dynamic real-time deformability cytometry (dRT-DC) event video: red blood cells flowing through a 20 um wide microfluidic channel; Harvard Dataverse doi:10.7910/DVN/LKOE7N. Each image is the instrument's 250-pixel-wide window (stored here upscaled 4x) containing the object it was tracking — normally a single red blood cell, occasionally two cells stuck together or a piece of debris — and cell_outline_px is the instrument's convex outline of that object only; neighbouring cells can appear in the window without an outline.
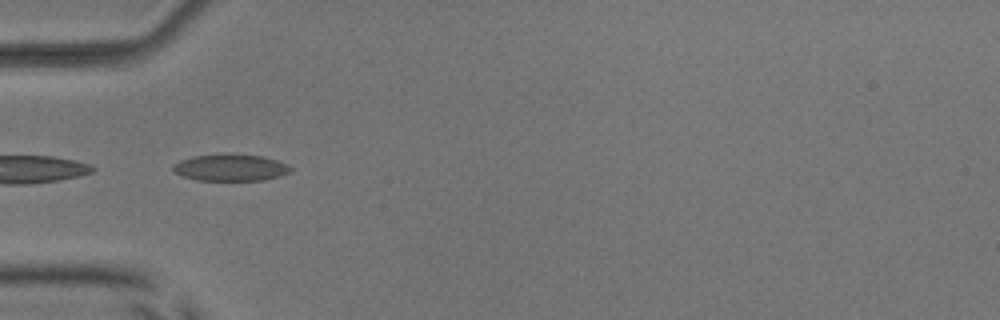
{"species": "common noctule bat (a hibernating species)", "species_latin": "Nyctalus noctula", "temperature_condition": "room temperature", "stored_images_in_passage": 37, "camera_frame_rate_fps": 3000, "um_per_image_px": 0.085, "animal": {"sex": "male", "body_mass_g": 17.9, "forearm_length_mm": 54.2}, "frame": {"image": 1, "passage_image": 1, "time_ms": 0.0, "image_size_px": [1000, 320], "cell_outline_px": [[292, 172], [280, 176], [264, 180], [196, 180], [172, 172], [172, 164], [180, 160], [192, 156], [264, 156], [288, 164], [292, 168]], "centroid_in_image_um": [19.6, 14.28], "position_along_channel_um": 65.4, "area_um2": 17.86}}
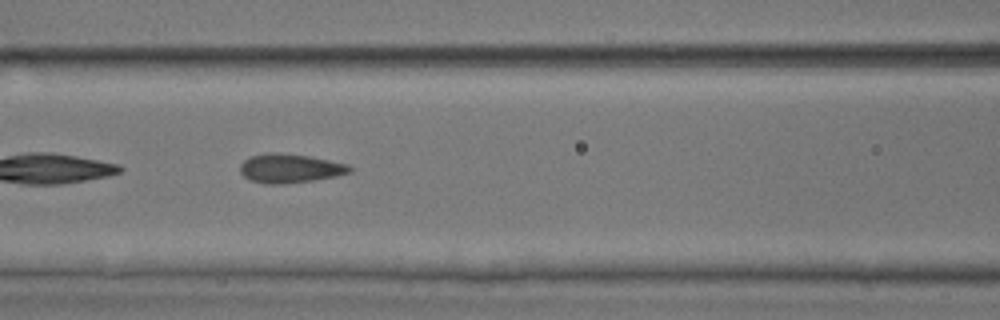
{"frame": {"image": 2, "passage_image": 7, "time_ms": 2.0, "image_size_px": [1000, 320], "cell_outline_px": [[352, 172], [336, 176], [312, 180], [280, 184], [268, 184], [252, 180], [244, 176], [240, 172], [240, 164], [244, 160], [252, 156], [268, 152], [280, 152], [308, 156], [348, 164], [352, 168]], "centroid_in_image_um": [24.65, 14.3], "position_along_channel_um": 142.0, "area_um2": 18.38}}
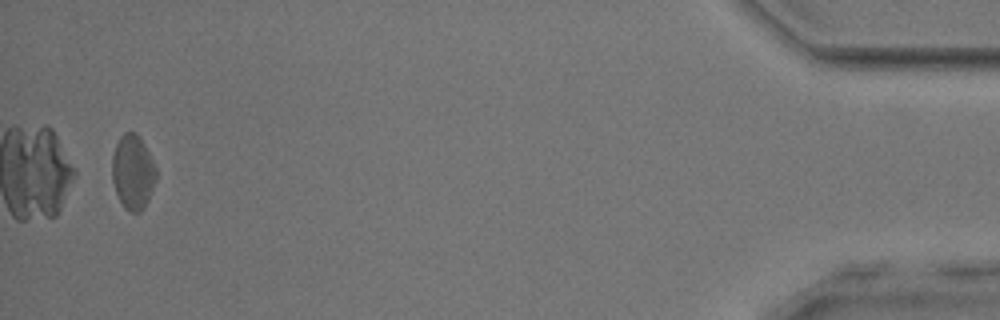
{"frame": {"image": 3, "passage_image": 35, "time_ms": 11.333, "image_size_px": [1000, 320], "cell_outline_px": [[156, 180], [148, 200], [144, 208], [140, 212], [132, 212], [124, 208], [116, 192], [112, 180], [112, 156], [116, 144], [120, 136], [124, 132], [136, 132], [156, 168]], "centroid_in_image_um": [11.28, 14.64], "position_along_channel_um": 423.9, "area_um2": 18.9}, "authors_computed_cell_mechanics": {"area_um2": 18.1492, "velocity_mm_per_s": 3.8929, "shape_relaxation_time_tau1_ms": 3.288, "shape_relaxation_time_tau2_ms": 1.3624, "deformation_change_tau1": 0.1104, "deformation_change_tau2": 0.0988}}